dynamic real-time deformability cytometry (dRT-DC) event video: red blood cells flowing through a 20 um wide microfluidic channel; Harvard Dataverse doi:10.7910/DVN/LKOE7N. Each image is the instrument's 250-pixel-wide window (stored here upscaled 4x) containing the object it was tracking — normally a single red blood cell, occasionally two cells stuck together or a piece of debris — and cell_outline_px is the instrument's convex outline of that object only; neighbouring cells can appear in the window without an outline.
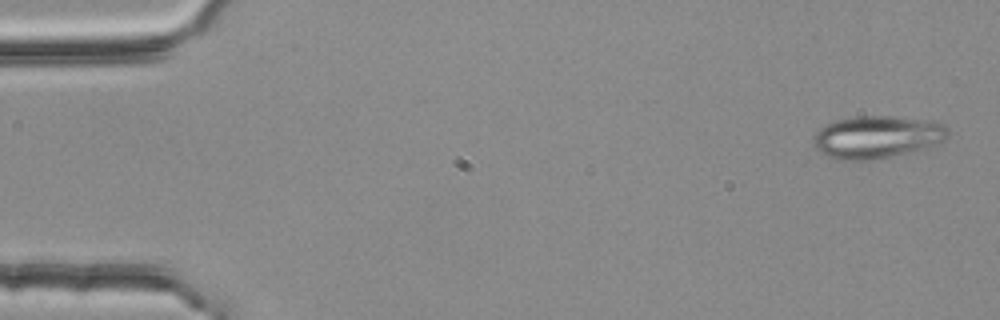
{"species": "common noctule bat (a hibernating species)", "species_latin": "Nyctalus noctula", "temperature_condition": "room temperature", "stored_images_in_passage": 3, "camera_frame_rate_fps": 3000, "um_per_image_px": 0.085, "animal": {"sex": "female", "body_mass_g": 25.1}, "frame": {"image": 1, "passage_image": 3, "time_ms": 0.667, "image_size_px": [1000, 320], "cell_outline_px": [[948, 136], [944, 140], [928, 148], [892, 156], [872, 160], [836, 160], [820, 152], [812, 144], [812, 140], [816, 132], [820, 128], [836, 120], [852, 116], [888, 116], [936, 120], [944, 124], [948, 128]], "centroid_in_image_um": [74.57, 11.64], "position_along_channel_um": 10.4, "area_um2": 33.76}}